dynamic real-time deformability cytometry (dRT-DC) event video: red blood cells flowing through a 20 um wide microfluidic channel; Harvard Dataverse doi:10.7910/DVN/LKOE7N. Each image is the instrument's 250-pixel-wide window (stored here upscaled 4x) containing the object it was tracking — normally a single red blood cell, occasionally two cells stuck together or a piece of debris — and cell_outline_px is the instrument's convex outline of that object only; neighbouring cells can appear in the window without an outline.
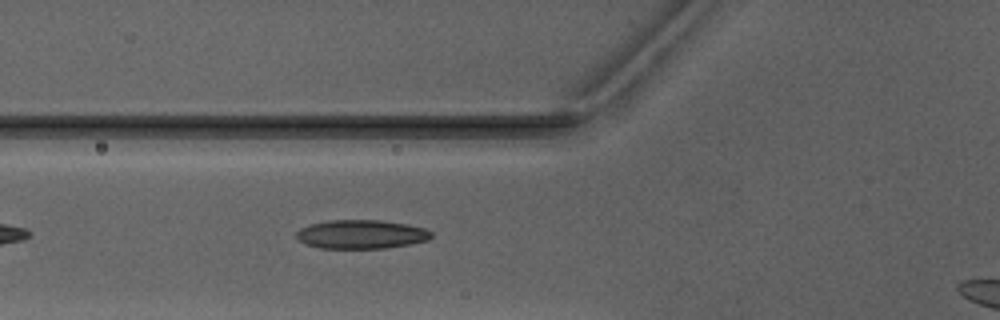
{"species": "Egyptian fruit bat (a non-hibernating species)", "species_latin": "Rousettus aegyptiacus", "temperature_condition": "warm", "stored_images_in_passage": 7, "segment_of_instrument_passage": [1, 2], "camera_frame_rate_fps": 3000, "um_per_image_px": 0.085, "animal": {"sex": "male"}, "frame": {"image": 1, "passage_image": 6, "time_ms": 6.0, "image_size_px": [1000, 320], "cell_outline_px": [[432, 236], [428, 240], [412, 244], [384, 248], [320, 248], [304, 244], [296, 236], [296, 232], [300, 228], [308, 224], [328, 220], [380, 220], [408, 224], [424, 228], [432, 232]], "centroid_in_image_um": [30.7, 19.91], "position_along_channel_um": 95.1, "area_um2": 22.83}}